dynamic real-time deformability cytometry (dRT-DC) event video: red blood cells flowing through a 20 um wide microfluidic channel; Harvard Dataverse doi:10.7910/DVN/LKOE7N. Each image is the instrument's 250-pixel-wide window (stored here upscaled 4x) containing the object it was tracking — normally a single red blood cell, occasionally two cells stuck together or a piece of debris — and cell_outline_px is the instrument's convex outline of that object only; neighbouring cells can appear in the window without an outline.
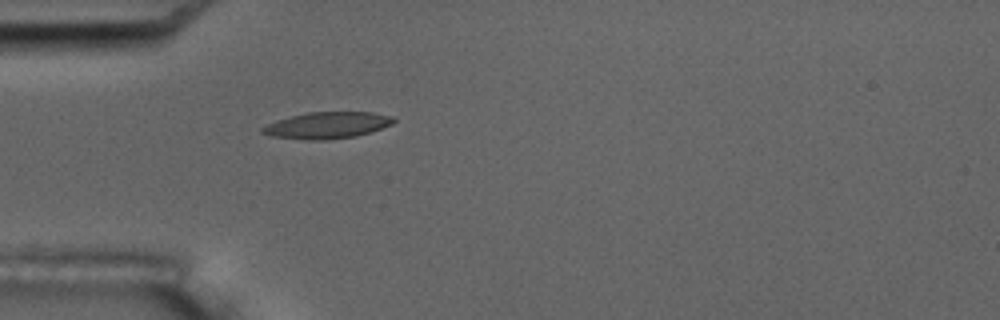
{"species": "common noctule bat (a hibernating species)", "species_latin": "Nyctalus noctula", "temperature_condition": "room temperature", "stored_images_in_passage": 4, "camera_frame_rate_fps": 3000, "um_per_image_px": 0.085, "animal": {"sex": "male", "body_mass_g": 17.5, "forearm_length_mm": 52.3}, "frame": {"image": 1, "passage_image": 4, "time_ms": 4.333, "image_size_px": [1000, 320], "cell_outline_px": [[396, 120], [392, 124], [356, 136], [324, 140], [308, 140], [272, 136], [260, 132], [260, 128], [276, 120], [308, 112], [372, 112], [392, 116]], "centroid_in_image_um": [27.79, 10.64], "position_along_channel_um": 57.2, "area_um2": 20.11}}